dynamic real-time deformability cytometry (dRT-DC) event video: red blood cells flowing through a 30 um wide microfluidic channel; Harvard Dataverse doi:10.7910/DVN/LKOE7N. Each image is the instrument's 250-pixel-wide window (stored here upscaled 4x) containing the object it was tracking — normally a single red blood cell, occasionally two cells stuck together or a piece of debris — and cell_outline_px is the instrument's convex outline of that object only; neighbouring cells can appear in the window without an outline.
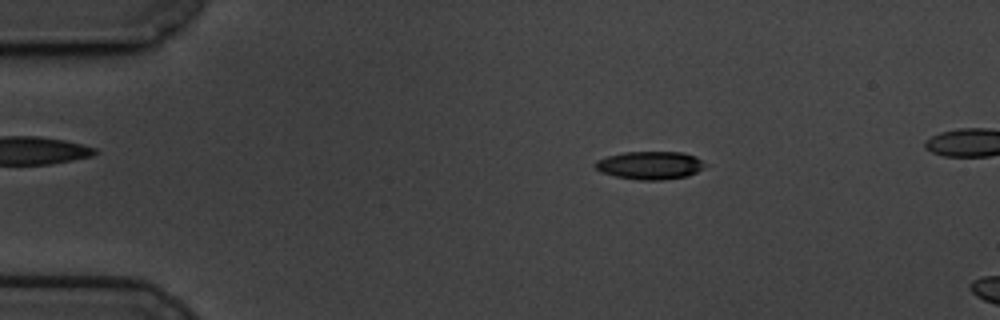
{"species": "common noctule bat (a hibernating species)", "species_latin": "Nyctalus noctula", "temperature_condition": "cold", "stored_images_in_passage": 55, "camera_frame_rate_fps": 3000, "um_per_image_px": 0.085, "animal": {"sex": "male", "body_mass_g": 19.5, "forearm_length_mm": 54.6}, "frame": {"image": 1, "passage_image": 8, "time_ms": 2.333, "image_size_px": [1000, 320], "cell_outline_px": [[708, 164], [696, 172], [688, 176], [660, 180], [640, 180], [616, 176], [600, 172], [596, 168], [596, 160], [608, 156], [624, 152], [684, 152], [696, 156]], "centroid_in_image_um": [55.29, 14.04], "position_along_channel_um": 29.7, "area_um2": 17.92}}
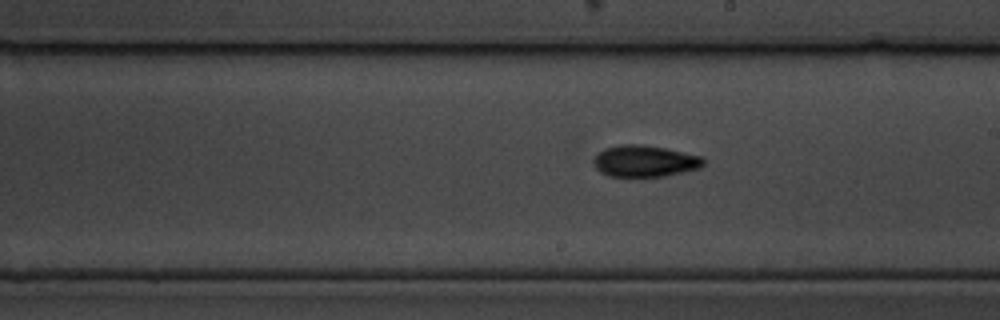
{"frame": {"image": 2, "passage_image": 31, "time_ms": 10.0, "image_size_px": [1000, 320], "cell_outline_px": [[704, 164], [700, 168], [664, 176], [608, 176], [600, 172], [592, 164], [592, 160], [604, 148], [620, 144], [640, 144], [664, 148], [704, 156]], "centroid_in_image_um": [54.79, 13.69], "position_along_channel_um": 234.2, "area_um2": 20.23}}
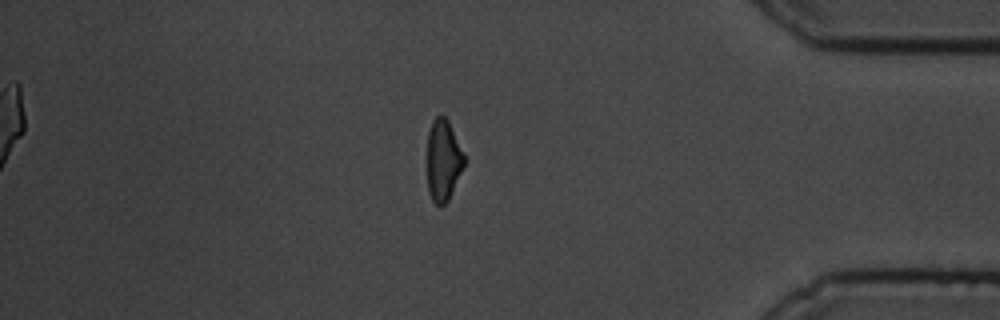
{"frame": {"image": 3, "passage_image": 48, "time_ms": 15.667, "image_size_px": [1000, 320], "cell_outline_px": [[468, 160], [448, 200], [444, 204], [436, 204], [432, 200], [428, 192], [428, 132], [432, 120], [436, 116], [444, 116], [448, 120]], "centroid_in_image_um": [37.71, 13.61], "position_along_channel_um": 397.5, "area_um2": 17.74}}